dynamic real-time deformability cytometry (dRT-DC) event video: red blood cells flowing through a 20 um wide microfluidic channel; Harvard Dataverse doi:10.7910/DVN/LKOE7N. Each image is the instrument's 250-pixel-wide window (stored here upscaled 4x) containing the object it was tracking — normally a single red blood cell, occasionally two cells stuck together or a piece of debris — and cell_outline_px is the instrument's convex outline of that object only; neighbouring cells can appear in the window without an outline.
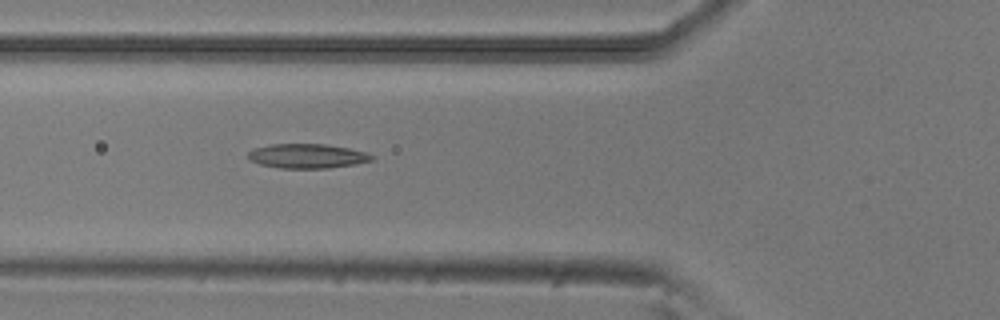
{"species": "common noctule bat (a hibernating species)", "species_latin": "Nyctalus noctula", "temperature_condition": "room temperature", "stored_images_in_passage": 5, "camera_frame_rate_fps": 3000, "um_per_image_px": 0.085, "animal": {"sex": "male", "body_mass_g": 20.5, "forearm_length_mm": 52.5}, "frame": {"image": 1, "passage_image": 5, "time_ms": 1.333, "image_size_px": [1000, 320], "cell_outline_px": [[376, 156], [372, 160], [356, 164], [328, 168], [280, 168], [260, 164], [248, 160], [248, 152], [252, 148], [272, 144], [324, 144], [348, 148], [364, 152]], "centroid_in_image_um": [26.08, 13.26], "position_along_channel_um": 99.7, "area_um2": 17.63}}